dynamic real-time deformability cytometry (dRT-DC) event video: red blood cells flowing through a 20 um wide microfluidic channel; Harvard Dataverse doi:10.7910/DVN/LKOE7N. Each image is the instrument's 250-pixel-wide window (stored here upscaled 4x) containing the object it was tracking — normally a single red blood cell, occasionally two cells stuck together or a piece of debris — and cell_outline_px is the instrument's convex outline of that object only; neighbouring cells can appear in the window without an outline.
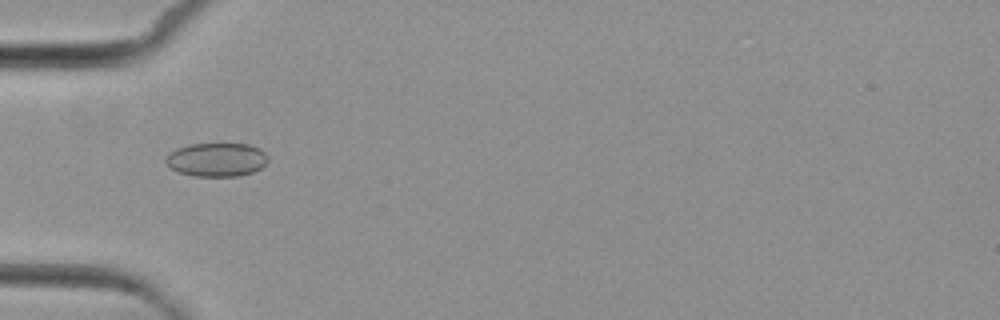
{"species": "common noctule bat (a hibernating species)", "species_latin": "Nyctalus noctula", "temperature_condition": "cold", "stored_images_in_passage": 8, "camera_frame_rate_fps": 3000, "um_per_image_px": 0.085, "animal": {"sex": "female", "body_mass_g": 29.2, "forearm_length_mm": 56.3}, "frame": {"image": 1, "passage_image": 5, "time_ms": 6.0, "image_size_px": [1000, 320], "cell_outline_px": [[268, 160], [260, 168], [252, 172], [236, 176], [196, 176], [180, 172], [172, 168], [164, 160], [176, 148], [192, 144], [248, 144], [260, 148], [268, 156]], "centroid_in_image_um": [18.44, 13.56], "position_along_channel_um": 66.6, "area_um2": 19.77}}
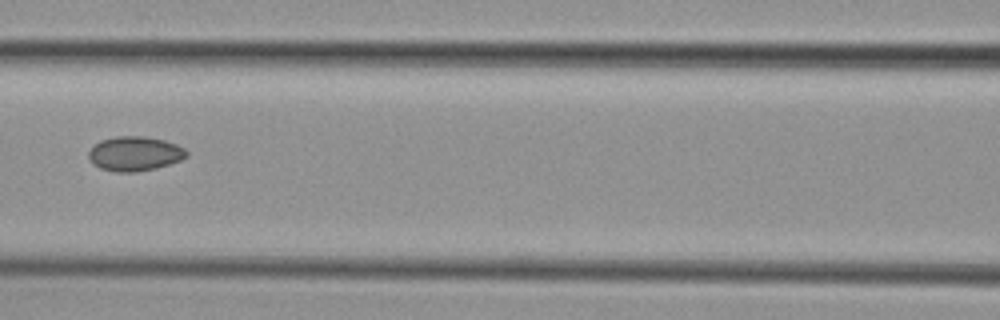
{"frame": {"image": 2, "passage_image": 7, "time_ms": 8.333, "image_size_px": [1000, 320], "cell_outline_px": [[188, 156], [180, 160], [156, 168], [136, 172], [116, 172], [100, 168], [92, 164], [88, 160], [88, 152], [100, 140], [116, 136], [144, 136], [164, 140], [176, 144], [184, 148], [188, 152]], "centroid_in_image_um": [11.44, 13.06], "position_along_channel_um": 155.2, "area_um2": 19.77}}
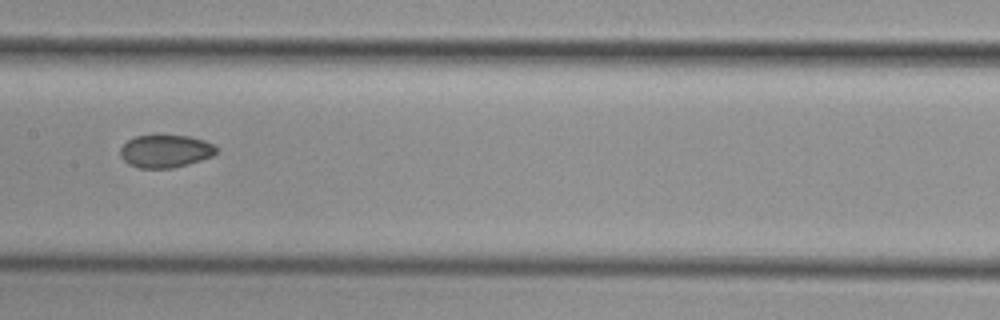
{"frame": {"image": 3, "passage_image": 8, "time_ms": 9.333, "image_size_px": [1000, 320], "cell_outline_px": [[216, 152], [212, 156], [188, 164], [172, 168], [140, 168], [128, 164], [120, 156], [120, 148], [128, 140], [136, 136], [188, 136], [204, 140], [212, 144], [216, 148]], "centroid_in_image_um": [14.04, 12.86], "position_along_channel_um": 193.4, "area_um2": 18.09}}